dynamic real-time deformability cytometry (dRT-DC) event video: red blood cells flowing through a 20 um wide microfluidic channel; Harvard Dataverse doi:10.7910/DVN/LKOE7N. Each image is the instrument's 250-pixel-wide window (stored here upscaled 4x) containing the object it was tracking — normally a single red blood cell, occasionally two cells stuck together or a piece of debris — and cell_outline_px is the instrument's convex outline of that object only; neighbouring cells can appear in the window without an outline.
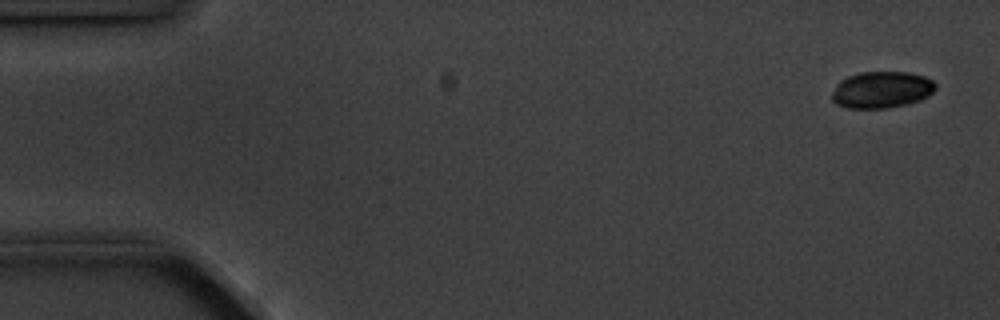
{"species": "common noctule bat (a hibernating species)", "species_latin": "Nyctalus noctula", "temperature_condition": "cold", "stored_images_in_passage": 6, "camera_frame_rate_fps": 3000, "um_per_image_px": 0.085, "animal": {"sex": "male", "body_mass_g": 20.1, "forearm_length_mm": 53.5}, "frame": {"image": 1, "passage_image": 1, "time_ms": 0.0, "image_size_px": [1000, 320], "cell_outline_px": [[936, 88], [928, 96], [920, 100], [908, 104], [888, 108], [848, 108], [836, 104], [832, 100], [832, 92], [836, 84], [840, 80], [848, 76], [860, 72], [908, 72], [924, 76], [932, 80], [936, 84]], "centroid_in_image_um": [74.93, 7.63], "position_along_channel_um": 10.1, "area_um2": 22.25}}
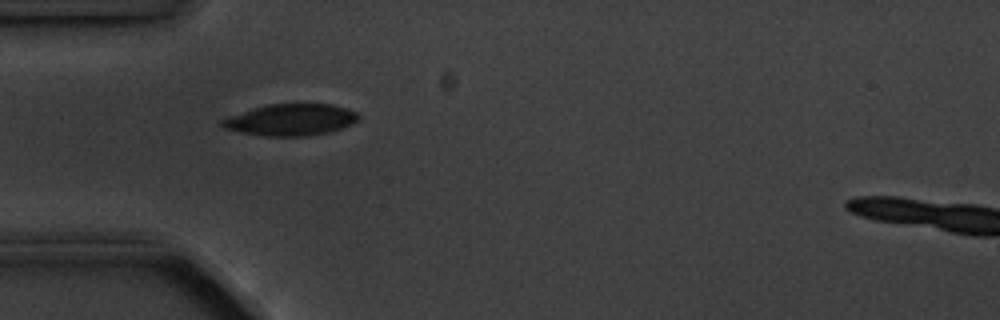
{"frame": {"image": 2, "passage_image": 5, "time_ms": 4.667, "image_size_px": [1000, 320], "cell_outline_px": [[360, 116], [352, 124], [344, 128], [332, 132], [308, 136], [264, 136], [240, 132], [224, 128], [220, 124], [220, 120], [268, 104], [332, 104], [356, 112]], "centroid_in_image_um": [24.76, 10.2], "position_along_channel_um": 60.2, "area_um2": 24.91}}